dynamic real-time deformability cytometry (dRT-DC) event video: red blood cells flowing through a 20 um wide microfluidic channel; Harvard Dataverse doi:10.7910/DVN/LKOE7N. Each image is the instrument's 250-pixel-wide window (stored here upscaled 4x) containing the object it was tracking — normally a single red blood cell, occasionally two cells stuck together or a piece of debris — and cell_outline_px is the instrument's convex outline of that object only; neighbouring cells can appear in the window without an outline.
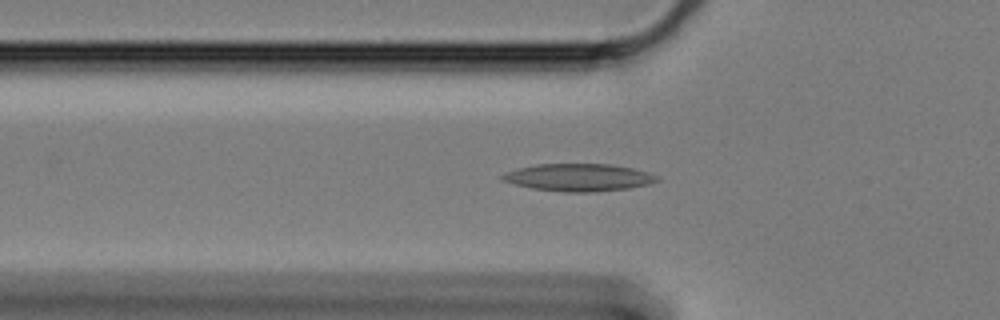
{"species": "Egyptian fruit bat (a non-hibernating species)", "species_latin": "Rousettus aegyptiacus", "temperature_condition": "cold", "stored_images_in_passage": 44, "camera_frame_rate_fps": 3000, "um_per_image_px": 0.085, "animal": {"sex": "female"}, "frame": {"image": 1, "passage_image": 7, "time_ms": 2.0, "image_size_px": [1000, 320], "cell_outline_px": [[660, 180], [648, 184], [628, 188], [596, 192], [564, 192], [532, 188], [500, 180], [500, 176], [516, 168], [536, 164], [608, 164], [632, 168], [648, 172], [660, 176]], "centroid_in_image_um": [49.2, 15.08], "position_along_channel_um": 76.6, "area_um2": 24.74}}
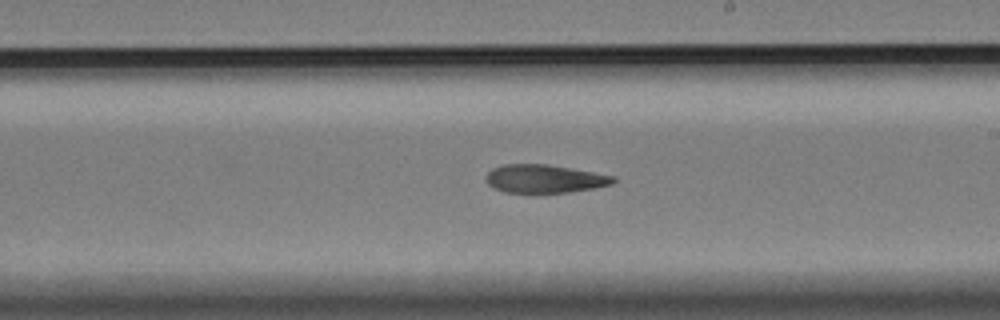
{"frame": {"image": 2, "passage_image": 22, "time_ms": 7.0, "image_size_px": [1000, 320], "cell_outline_px": [[616, 180], [612, 184], [592, 188], [568, 192], [504, 192], [488, 184], [488, 172], [492, 168], [504, 164], [548, 164], [616, 176]], "centroid_in_image_um": [46.31, 15.18], "position_along_channel_um": 242.7, "area_um2": 20.63}}
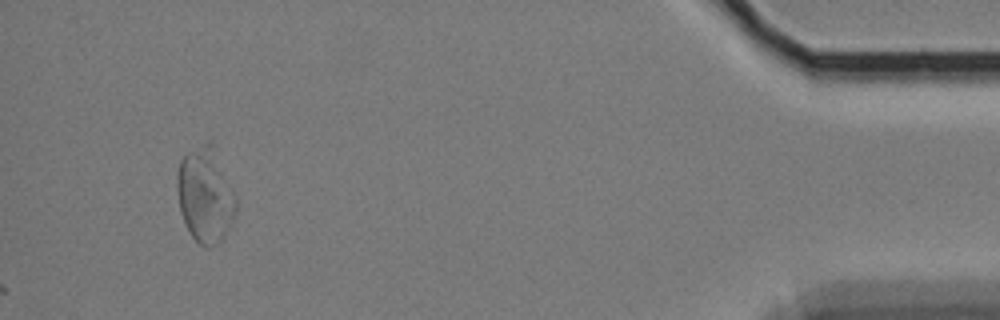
{"frame": {"image": 3, "passage_image": 44, "time_ms": 14.333, "image_size_px": [1000, 320], "cell_outline_px": [[236, 212], [224, 236], [216, 244], [208, 248], [200, 244], [192, 236], [180, 212], [176, 184], [176, 176], [180, 160], [188, 152], [208, 140], [212, 144], [236, 200]], "centroid_in_image_um": [17.41, 16.6], "position_along_channel_um": 417.8, "area_um2": 31.85}}